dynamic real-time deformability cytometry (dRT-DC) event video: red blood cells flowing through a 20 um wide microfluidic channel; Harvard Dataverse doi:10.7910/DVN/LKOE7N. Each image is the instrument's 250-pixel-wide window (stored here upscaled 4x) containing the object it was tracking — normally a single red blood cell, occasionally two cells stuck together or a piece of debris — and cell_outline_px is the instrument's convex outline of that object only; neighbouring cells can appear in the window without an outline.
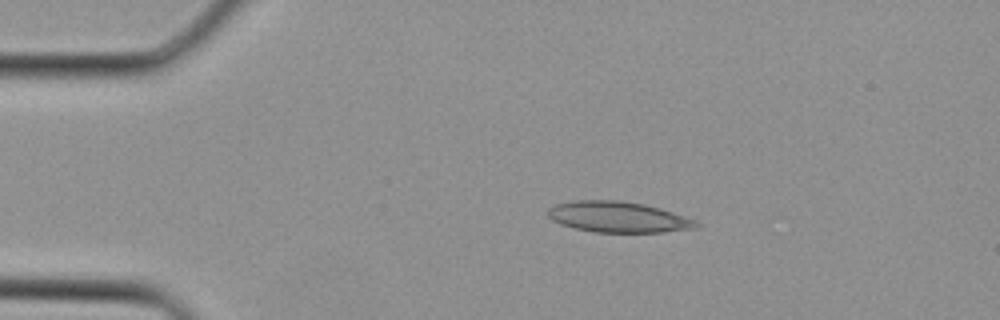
{"species": "Egyptian fruit bat (a non-hibernating species)", "species_latin": "Rousettus aegyptiacus", "temperature_condition": "cold", "stored_images_in_passage": 1, "camera_frame_rate_fps": 3000, "um_per_image_px": 0.085, "animal": {"sex": "female"}, "frame": {"image": 1, "passage_image": 1, "time_ms": 0.0, "image_size_px": [1000, 320], "cell_outline_px": [[700, 224], [696, 228], [664, 232], [596, 232], [576, 228], [560, 224], [552, 220], [548, 216], [548, 208], [556, 204], [572, 200], [620, 200], [644, 204], [660, 208], [696, 220]], "centroid_in_image_um": [52.54, 18.44], "position_along_channel_um": 32.5, "area_um2": 26.65}}